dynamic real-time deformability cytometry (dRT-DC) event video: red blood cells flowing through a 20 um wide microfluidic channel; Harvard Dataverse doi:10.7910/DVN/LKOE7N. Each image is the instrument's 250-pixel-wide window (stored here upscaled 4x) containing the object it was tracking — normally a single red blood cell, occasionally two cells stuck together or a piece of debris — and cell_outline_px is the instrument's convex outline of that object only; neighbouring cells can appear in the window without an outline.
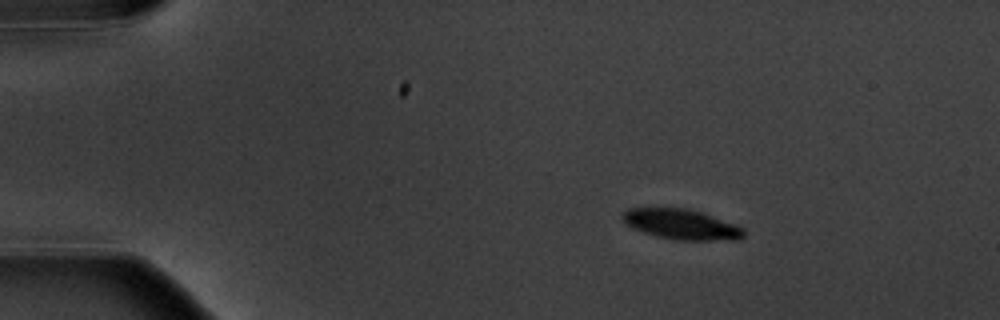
{"species": "common noctule bat (a hibernating species)", "species_latin": "Nyctalus noctula", "temperature_condition": "warm", "stored_images_in_passage": 3, "camera_frame_rate_fps": 3000, "um_per_image_px": 0.085, "animal": {"sex": "male", "body_mass_g": 20.1, "forearm_length_mm": 53.5}, "frame": {"image": 1, "passage_image": 1, "time_ms": 0.0, "image_size_px": [1000, 320], "cell_outline_px": [[744, 236], [740, 240], [676, 240], [656, 236], [632, 228], [620, 216], [628, 208], [652, 204], [688, 208], [736, 224], [744, 228]], "centroid_in_image_um": [57.86, 19.01], "position_along_channel_um": 27.1, "area_um2": 22.2}}